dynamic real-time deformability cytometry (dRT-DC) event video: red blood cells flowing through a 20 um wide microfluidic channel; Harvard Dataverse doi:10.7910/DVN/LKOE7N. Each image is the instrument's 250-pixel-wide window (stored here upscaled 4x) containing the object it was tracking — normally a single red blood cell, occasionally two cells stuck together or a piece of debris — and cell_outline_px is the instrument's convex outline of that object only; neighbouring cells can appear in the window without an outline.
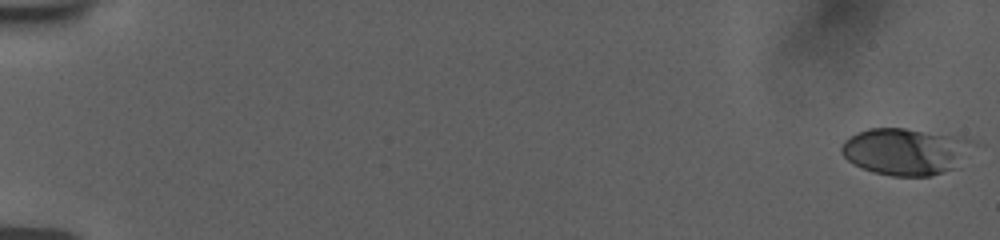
{"species": "human", "species_latin": "Homo sapiens", "temperature_condition": "room temperature", "stored_images_in_passage": 56, "camera_frame_rate_fps": 3000, "um_per_image_px": 0.085, "donor": {"sex": "female"}, "frame": {"image": 1, "passage_image": 1, "time_ms": 0.0, "image_size_px": [1000, 240], "cell_outline_px": [[976, 144], [960, 168], [928, 176], [892, 176], [872, 172], [848, 160], [840, 152], [840, 148], [844, 140], [856, 132], [868, 128], [904, 128], [964, 136], [972, 140]], "centroid_in_image_um": [77.05, 12.86], "position_along_channel_um": 7.9, "area_um2": 36.7}}
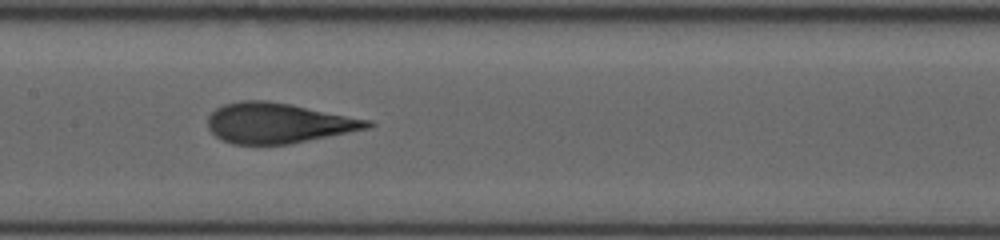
{"frame": {"image": 2, "passage_image": 30, "time_ms": 9.667, "image_size_px": [1000, 240], "cell_outline_px": [[376, 124], [372, 128], [288, 144], [232, 144], [216, 136], [208, 128], [208, 116], [216, 108], [224, 104], [240, 100], [268, 100], [292, 104], [372, 120]], "centroid_in_image_um": [23.69, 10.45], "position_along_channel_um": 183.7, "area_um2": 37.69}}
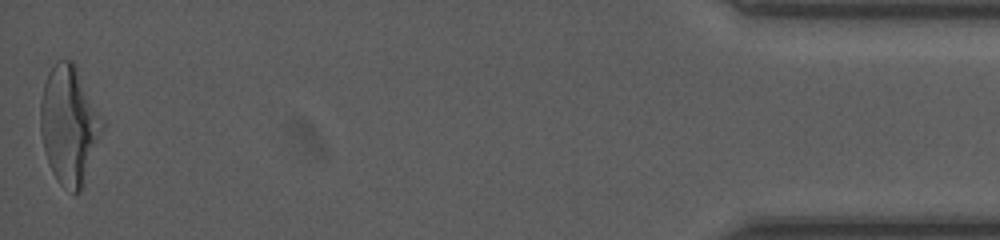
{"frame": {"image": 3, "passage_image": 56, "time_ms": 18.333, "image_size_px": [1000, 240], "cell_outline_px": [[104, 128], [80, 188], [76, 192], [72, 192], [60, 184], [56, 180], [52, 172], [44, 148], [40, 132], [40, 100], [44, 84], [48, 72], [56, 60], [72, 60], [76, 64], [104, 120]], "centroid_in_image_um": [5.86, 10.54], "position_along_channel_um": 429.3, "area_um2": 42.31}, "authors_computed_cell_mechanics": {"area_um2": 36.9631, "velocity_mm_per_s": 3.7853, "shape_relaxation_time_tau1_ms": 10.042, "shape_relaxation_time_tau2_ms": 0.9377, "deformation_change_tau1": 0.3149, "deformation_change_tau2": 0.0961}}